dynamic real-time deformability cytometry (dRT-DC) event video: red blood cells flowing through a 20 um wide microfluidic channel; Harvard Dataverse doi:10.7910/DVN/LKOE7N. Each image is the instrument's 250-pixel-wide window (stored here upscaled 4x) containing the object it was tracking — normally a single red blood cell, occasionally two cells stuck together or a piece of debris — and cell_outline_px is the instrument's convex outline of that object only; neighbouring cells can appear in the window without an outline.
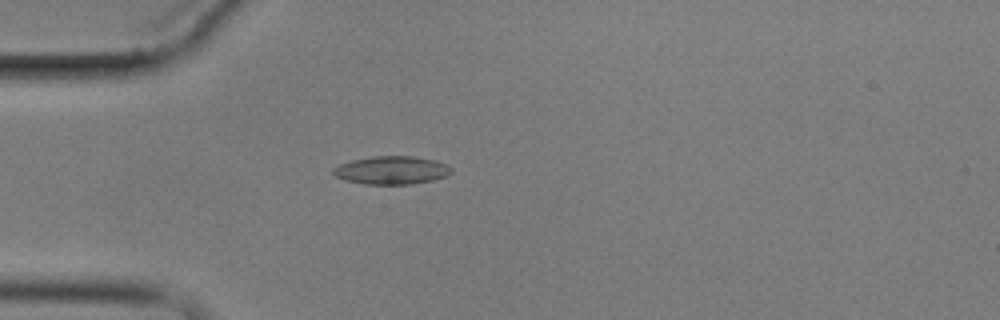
{"species": "common noctule bat (a hibernating species)", "species_latin": "Nyctalus noctula", "temperature_condition": "cold", "stored_images_in_passage": 6, "camera_frame_rate_fps": 3000, "um_per_image_px": 0.085, "animal": {"sex": "male", "body_mass_g": 17.9}, "frame": {"image": 1, "passage_image": 5, "time_ms": 4.667, "image_size_px": [1000, 320], "cell_outline_px": [[452, 172], [448, 176], [432, 180], [412, 184], [364, 184], [344, 180], [336, 176], [332, 172], [332, 168], [340, 164], [352, 160], [372, 156], [412, 156], [436, 160], [452, 168]], "centroid_in_image_um": [33.28, 14.47], "position_along_channel_um": 51.7, "area_um2": 19.42}}